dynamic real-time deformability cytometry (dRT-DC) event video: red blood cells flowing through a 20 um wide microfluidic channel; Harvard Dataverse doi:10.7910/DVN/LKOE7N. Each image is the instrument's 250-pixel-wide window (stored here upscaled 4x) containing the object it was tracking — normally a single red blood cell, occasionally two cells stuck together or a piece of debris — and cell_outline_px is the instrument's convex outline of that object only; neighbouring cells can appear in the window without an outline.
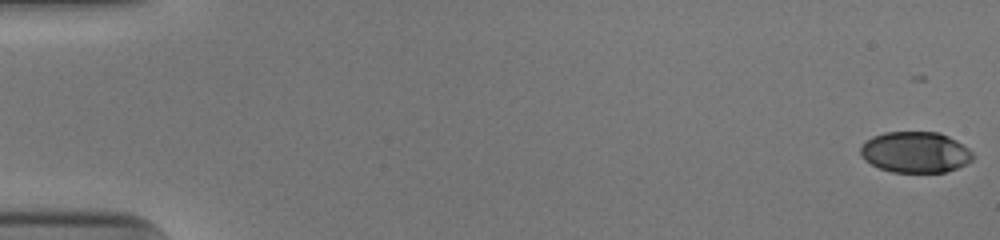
{"species": "human", "species_latin": "Homo sapiens", "temperature_condition": "cold", "stored_images_in_passage": 52, "camera_frame_rate_fps": 3000, "um_per_image_px": 0.085, "donor": {"sex": "male"}, "frame": {"image": 1, "passage_image": 1, "time_ms": 0.0, "image_size_px": [1000, 240], "cell_outline_px": [[976, 156], [972, 160], [956, 168], [944, 172], [892, 172], [880, 168], [864, 160], [860, 152], [860, 148], [872, 136], [884, 132], [940, 132], [956, 140], [968, 148]], "centroid_in_image_um": [77.82, 12.93], "position_along_channel_um": 7.2, "area_um2": 26.76}}
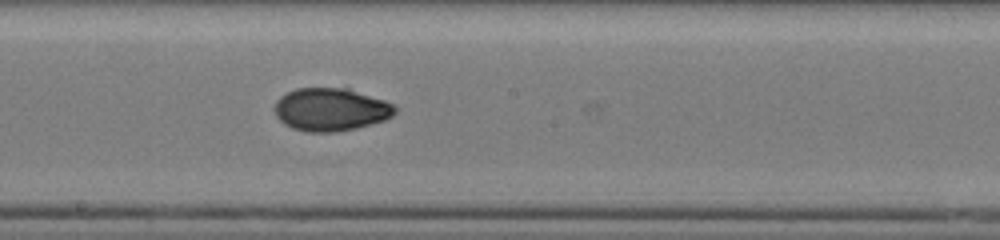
{"frame": {"image": 2, "passage_image": 30, "time_ms": 9.667, "image_size_px": [1000, 240], "cell_outline_px": [[396, 112], [392, 116], [384, 120], [356, 128], [336, 132], [308, 132], [292, 128], [284, 124], [276, 116], [276, 100], [280, 96], [296, 88], [348, 88], [384, 100], [392, 104], [396, 108]], "centroid_in_image_um": [28.11, 9.31], "position_along_channel_um": 220.1, "area_um2": 30.0}}
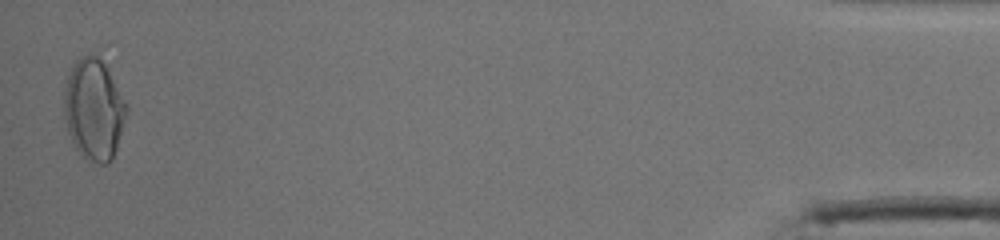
{"frame": {"image": 3, "passage_image": 52, "time_ms": 17.0, "image_size_px": [1000, 240], "cell_outline_px": [[128, 108], [116, 148], [112, 160], [108, 164], [100, 164], [92, 160], [80, 152], [76, 148], [68, 132], [64, 116], [64, 88], [68, 76], [76, 60], [92, 52], [96, 52], [104, 64], [128, 104]], "centroid_in_image_um": [7.98, 9.27], "position_along_channel_um": 427.2, "area_um2": 36.41}, "authors_computed_cell_mechanics": {"area_um2": 29.9115, "velocity_mm_per_s": 3.9767, "shape_relaxation_time_tau1_ms": 4.4203, "shape_relaxation_time_tau2_ms": 2.2706, "deformation_change_tau1": 0.151, "deformation_change_tau2": 0.041}}